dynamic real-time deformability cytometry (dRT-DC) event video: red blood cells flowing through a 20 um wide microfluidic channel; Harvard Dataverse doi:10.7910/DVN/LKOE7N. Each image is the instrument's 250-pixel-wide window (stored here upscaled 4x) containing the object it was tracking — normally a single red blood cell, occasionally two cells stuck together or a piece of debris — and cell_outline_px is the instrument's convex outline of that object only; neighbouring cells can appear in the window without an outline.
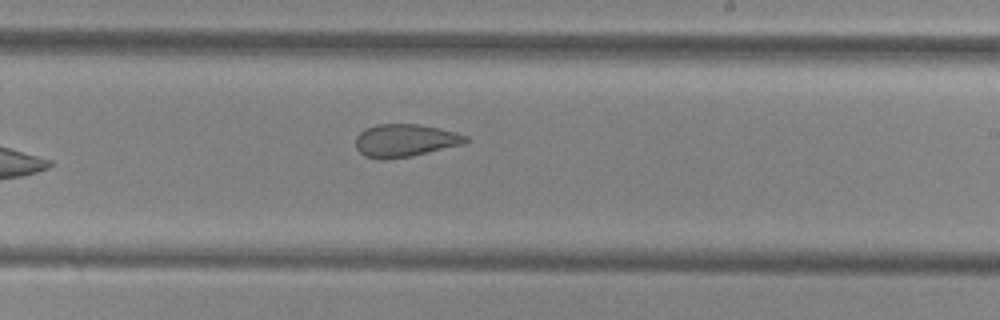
{"species": "common noctule bat (a hibernating species)", "species_latin": "Nyctalus noctula", "temperature_condition": "cold", "stored_images_in_passage": 10, "camera_frame_rate_fps": 3000, "um_per_image_px": 0.085, "animal": {"sex": "female", "body_mass_g": 29.2, "forearm_length_mm": 56.3}, "frame": {"image": 1, "passage_image": 10, "time_ms": 11.667, "image_size_px": [1000, 320], "cell_outline_px": [[468, 140], [464, 144], [412, 156], [384, 160], [380, 160], [364, 156], [356, 148], [356, 136], [364, 128], [376, 124], [420, 124], [456, 132], [468, 136]], "centroid_in_image_um": [34.41, 11.94], "position_along_channel_um": 254.6, "area_um2": 21.21}}